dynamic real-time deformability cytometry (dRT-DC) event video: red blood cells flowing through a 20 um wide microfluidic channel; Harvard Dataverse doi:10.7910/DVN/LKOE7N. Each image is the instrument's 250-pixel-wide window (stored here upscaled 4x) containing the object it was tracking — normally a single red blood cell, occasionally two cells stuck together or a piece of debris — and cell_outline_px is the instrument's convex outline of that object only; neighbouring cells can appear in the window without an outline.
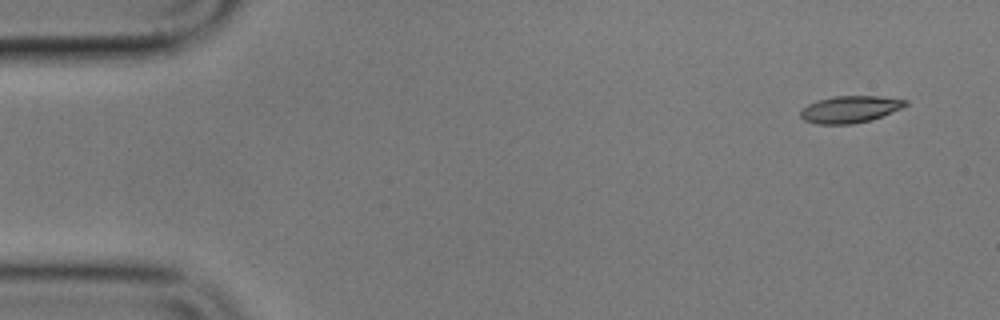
{"species": "common noctule bat (a hibernating species)", "species_latin": "Nyctalus noctula", "temperature_condition": "cold", "stored_images_in_passage": 14, "camera_frame_rate_fps": 3000, "um_per_image_px": 0.085, "animal": {"sex": "male", "body_mass_g": 17.9}, "frame": {"image": 1, "passage_image": 1, "time_ms": 0.0, "image_size_px": [1000, 320], "cell_outline_px": [[908, 104], [900, 108], [880, 116], [868, 120], [852, 124], [816, 124], [804, 120], [800, 116], [800, 112], [808, 104], [820, 100], [836, 96], [880, 96], [908, 100]], "centroid_in_image_um": [72.23, 9.29], "position_along_channel_um": 12.8, "area_um2": 16.13}}
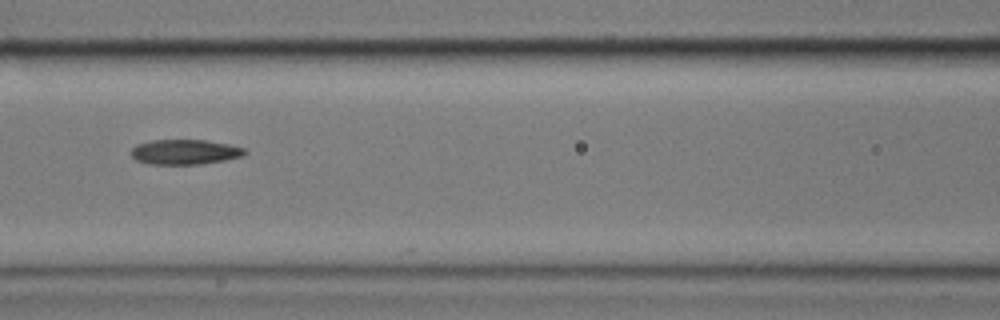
{"frame": {"image": 2, "passage_image": 6, "time_ms": 7.0, "image_size_px": [1000, 320], "cell_outline_px": [[248, 152], [244, 156], [224, 160], [200, 164], [148, 164], [136, 160], [132, 156], [132, 148], [136, 144], [152, 140], [204, 140], [228, 144], [244, 148]], "centroid_in_image_um": [15.72, 12.92], "position_along_channel_um": 150.9, "area_um2": 16.53}}
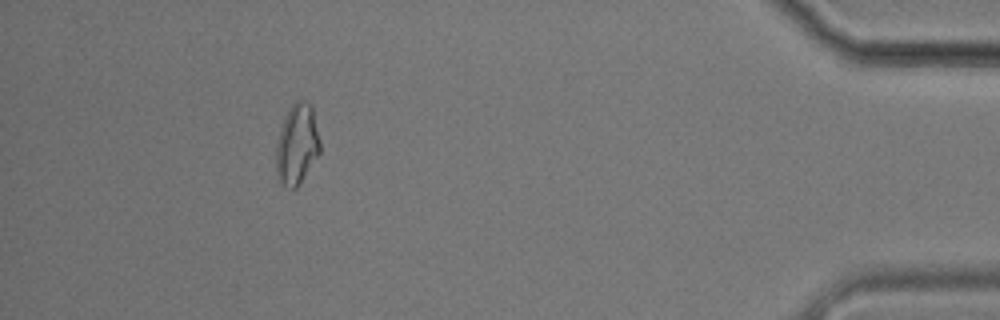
{"frame": {"image": 3, "passage_image": 13, "time_ms": 16.0, "image_size_px": [1000, 320], "cell_outline_px": [[320, 152], [296, 188], [292, 188], [280, 184], [276, 180], [276, 144], [280, 128], [284, 116], [288, 108], [296, 100], [304, 100], [312, 104], [320, 140]], "centroid_in_image_um": [25.22, 12.24], "position_along_channel_um": 410.0, "area_um2": 20.87}}